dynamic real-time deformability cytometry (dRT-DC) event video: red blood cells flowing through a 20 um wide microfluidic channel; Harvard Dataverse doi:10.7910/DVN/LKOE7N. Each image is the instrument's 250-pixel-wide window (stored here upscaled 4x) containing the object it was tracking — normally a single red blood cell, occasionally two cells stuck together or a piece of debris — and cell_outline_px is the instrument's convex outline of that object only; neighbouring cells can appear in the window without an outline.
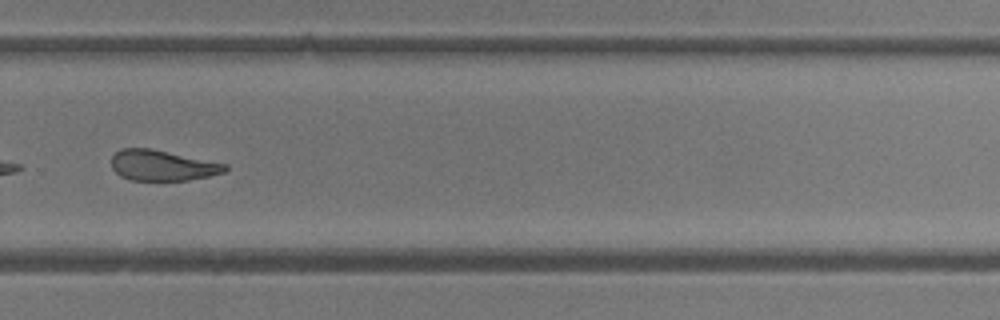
{"species": "common noctule bat (a hibernating species)", "species_latin": "Nyctalus noctula", "temperature_condition": "room temperature", "stored_images_in_passage": 27, "camera_frame_rate_fps": 3000, "um_per_image_px": 0.085, "animal": {"sex": "female"}, "frame": {"image": 1, "passage_image": 16, "time_ms": 5.0, "image_size_px": [1000, 320], "cell_outline_px": [[228, 168], [224, 172], [208, 176], [188, 180], [132, 180], [120, 176], [112, 168], [112, 156], [120, 148], [152, 148], [228, 164]], "centroid_in_image_um": [13.8, 14.05], "position_along_channel_um": 316.0, "area_um2": 20.29}}